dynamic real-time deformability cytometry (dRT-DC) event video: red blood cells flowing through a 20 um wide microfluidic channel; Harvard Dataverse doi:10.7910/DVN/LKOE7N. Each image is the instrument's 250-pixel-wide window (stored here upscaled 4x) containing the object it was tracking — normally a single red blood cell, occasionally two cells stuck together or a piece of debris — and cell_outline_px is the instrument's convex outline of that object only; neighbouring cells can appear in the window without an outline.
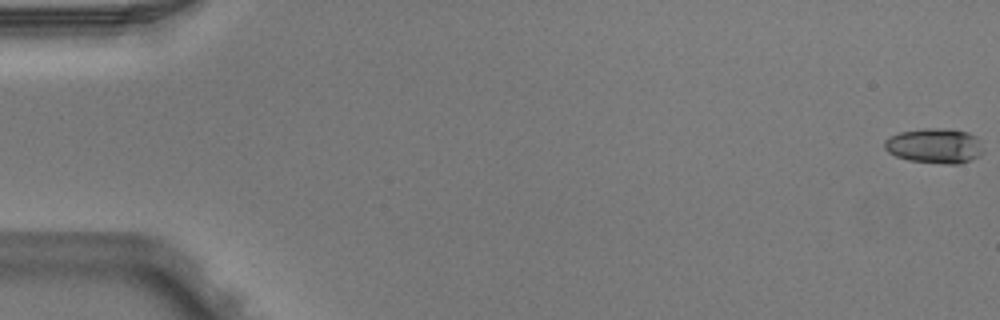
{"species": "Egyptian fruit bat (a non-hibernating species)", "species_latin": "Rousettus aegyptiacus", "temperature_condition": "warm", "stored_images_in_passage": 5, "camera_frame_rate_fps": 3000, "um_per_image_px": 0.085, "animal": {"sex": "male"}, "frame": {"image": 1, "passage_image": 1, "time_ms": 0.0, "image_size_px": [1000, 320], "cell_outline_px": [[984, 152], [980, 156], [972, 160], [960, 164], [944, 164], [908, 160], [896, 156], [888, 152], [884, 148], [884, 140], [900, 132], [924, 128], [952, 128], [968, 132], [976, 136], [984, 148]], "centroid_in_image_um": [79.49, 12.39], "position_along_channel_um": 5.5, "area_um2": 20.52}}